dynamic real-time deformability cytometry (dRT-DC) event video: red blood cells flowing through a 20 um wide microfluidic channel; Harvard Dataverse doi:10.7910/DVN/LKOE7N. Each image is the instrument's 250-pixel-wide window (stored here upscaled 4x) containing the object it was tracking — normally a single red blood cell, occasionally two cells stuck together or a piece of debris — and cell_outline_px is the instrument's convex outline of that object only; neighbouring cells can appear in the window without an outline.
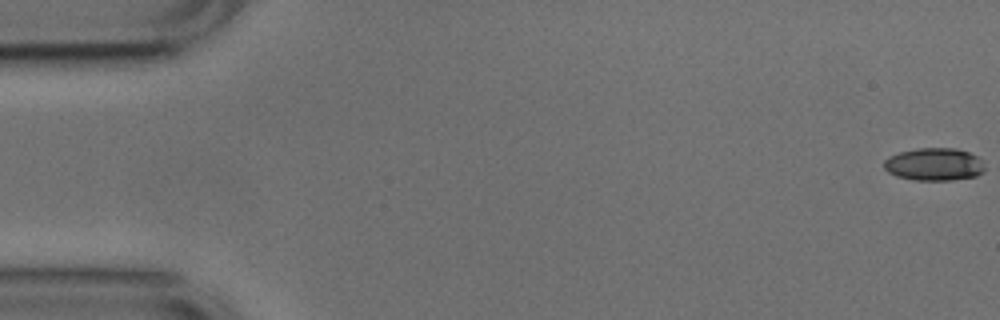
{"species": "common noctule bat (a hibernating species)", "species_latin": "Nyctalus noctula", "temperature_condition": "cold", "stored_images_in_passage": 13, "camera_frame_rate_fps": 3000, "um_per_image_px": 0.085, "animal": {"sex": "male", "body_mass_g": 17.9, "forearm_length_mm": 54.2}, "frame": {"image": 1, "passage_image": 1, "time_ms": 0.0, "image_size_px": [1000, 320], "cell_outline_px": [[984, 172], [976, 176], [952, 180], [916, 180], [896, 176], [888, 172], [884, 168], [884, 160], [888, 156], [900, 152], [916, 148], [956, 148], [968, 152], [976, 156], [980, 160], [984, 168]], "centroid_in_image_um": [79.38, 13.96], "position_along_channel_um": 5.6, "area_um2": 19.19}}
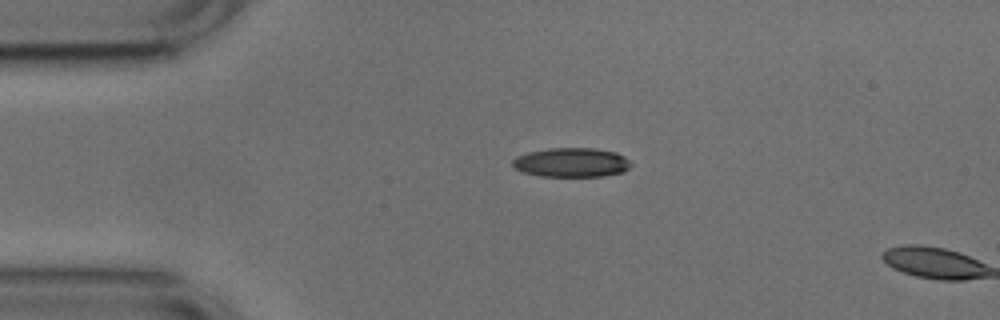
{"frame": {"image": 2, "passage_image": 12, "time_ms": 3.667, "image_size_px": [1000, 320], "cell_outline_px": [[632, 164], [624, 172], [604, 176], [540, 176], [524, 172], [512, 168], [512, 160], [516, 156], [528, 152], [548, 148], [596, 148], [616, 152], [624, 156]], "centroid_in_image_um": [48.56, 13.8], "position_along_channel_um": 36.4, "area_um2": 20.35}}